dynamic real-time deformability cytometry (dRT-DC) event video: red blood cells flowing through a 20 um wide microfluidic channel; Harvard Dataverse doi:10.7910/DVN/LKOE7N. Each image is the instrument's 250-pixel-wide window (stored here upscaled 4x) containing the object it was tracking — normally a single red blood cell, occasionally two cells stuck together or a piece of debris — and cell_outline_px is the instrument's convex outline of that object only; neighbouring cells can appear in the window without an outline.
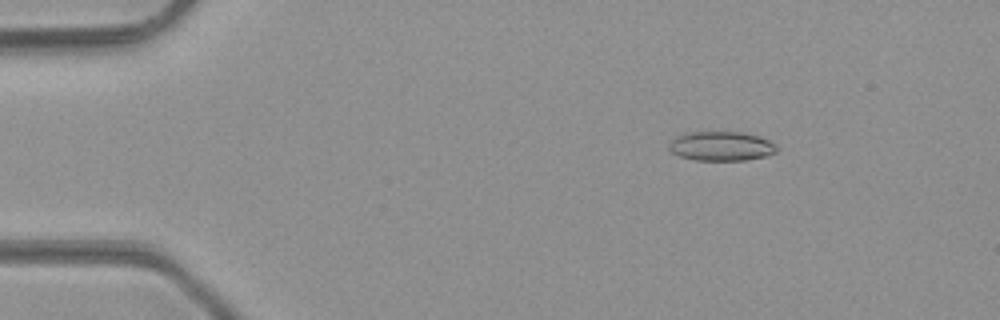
{"species": "common noctule bat (a hibernating species)", "species_latin": "Nyctalus noctula", "temperature_condition": "room temperature", "stored_images_in_passage": 28, "camera_frame_rate_fps": 3000, "um_per_image_px": 0.085, "animal": {"sex": "male", "body_mass_g": 23.1, "forearm_length_mm": 52.7}, "frame": {"image": 1, "passage_image": 8, "time_ms": 2.333, "image_size_px": [1000, 320], "cell_outline_px": [[780, 148], [776, 152], [768, 156], [744, 160], [696, 160], [680, 156], [672, 152], [668, 148], [668, 140], [684, 132], [740, 132], [760, 136], [776, 144]], "centroid_in_image_um": [61.3, 12.41], "position_along_channel_um": 23.7, "area_um2": 18.73}}
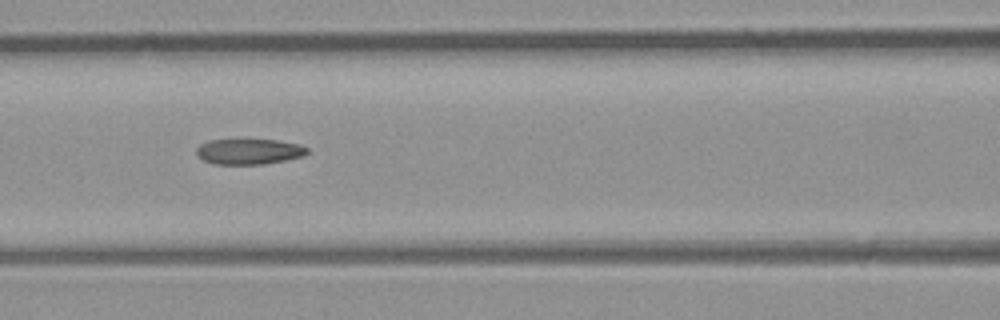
{"frame": {"image": 2, "passage_image": 22, "time_ms": 7.0, "image_size_px": [1000, 320], "cell_outline_px": [[308, 152], [304, 156], [264, 164], [212, 164], [204, 160], [196, 152], [196, 148], [200, 144], [208, 140], [276, 140], [300, 144], [308, 148]], "centroid_in_image_um": [21.17, 12.88], "position_along_channel_um": 145.4, "area_um2": 16.42}}
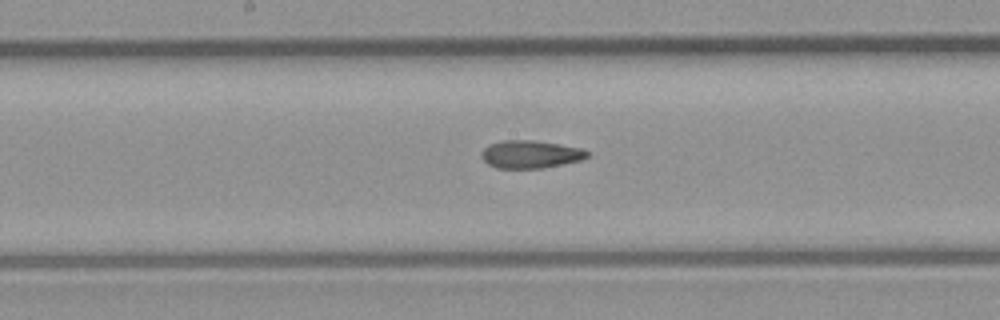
{"frame": {"image": 3, "passage_image": 26, "time_ms": 8.333, "image_size_px": [1000, 320], "cell_outline_px": [[588, 156], [580, 160], [540, 168], [496, 168], [488, 164], [480, 156], [480, 152], [488, 144], [500, 140], [532, 140], [584, 148], [588, 152]], "centroid_in_image_um": [45.03, 13.1], "position_along_channel_um": 203.2, "area_um2": 17.11}}